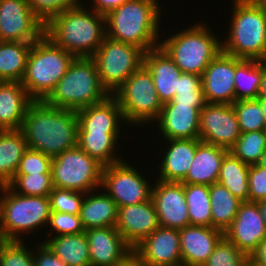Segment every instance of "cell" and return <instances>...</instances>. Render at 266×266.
Wrapping results in <instances>:
<instances>
[{"mask_svg": "<svg viewBox=\"0 0 266 266\" xmlns=\"http://www.w3.org/2000/svg\"><path fill=\"white\" fill-rule=\"evenodd\" d=\"M20 130L28 148L54 158L77 146L78 117L75 110L32 101Z\"/></svg>", "mask_w": 266, "mask_h": 266, "instance_id": "obj_1", "label": "cell"}, {"mask_svg": "<svg viewBox=\"0 0 266 266\" xmlns=\"http://www.w3.org/2000/svg\"><path fill=\"white\" fill-rule=\"evenodd\" d=\"M88 7L82 3L67 9L44 28L48 38L75 58L92 57L107 36L106 17Z\"/></svg>", "mask_w": 266, "mask_h": 266, "instance_id": "obj_2", "label": "cell"}, {"mask_svg": "<svg viewBox=\"0 0 266 266\" xmlns=\"http://www.w3.org/2000/svg\"><path fill=\"white\" fill-rule=\"evenodd\" d=\"M159 0H128L106 15L107 37L147 52L159 46L162 8ZM162 10V11H161ZM159 40V41H158Z\"/></svg>", "mask_w": 266, "mask_h": 266, "instance_id": "obj_3", "label": "cell"}, {"mask_svg": "<svg viewBox=\"0 0 266 266\" xmlns=\"http://www.w3.org/2000/svg\"><path fill=\"white\" fill-rule=\"evenodd\" d=\"M232 14L222 51L245 60H261L266 51V12L257 0H231Z\"/></svg>", "mask_w": 266, "mask_h": 266, "instance_id": "obj_4", "label": "cell"}, {"mask_svg": "<svg viewBox=\"0 0 266 266\" xmlns=\"http://www.w3.org/2000/svg\"><path fill=\"white\" fill-rule=\"evenodd\" d=\"M221 41L209 24L199 21L170 37L166 36L165 40L160 39L159 46L182 73L202 76L205 68L222 51Z\"/></svg>", "mask_w": 266, "mask_h": 266, "instance_id": "obj_5", "label": "cell"}, {"mask_svg": "<svg viewBox=\"0 0 266 266\" xmlns=\"http://www.w3.org/2000/svg\"><path fill=\"white\" fill-rule=\"evenodd\" d=\"M74 56L43 34L32 43L21 84L33 101H44L65 75Z\"/></svg>", "mask_w": 266, "mask_h": 266, "instance_id": "obj_6", "label": "cell"}, {"mask_svg": "<svg viewBox=\"0 0 266 266\" xmlns=\"http://www.w3.org/2000/svg\"><path fill=\"white\" fill-rule=\"evenodd\" d=\"M109 95L100 81L94 60L78 57L44 101L54 107L77 111L99 103Z\"/></svg>", "mask_w": 266, "mask_h": 266, "instance_id": "obj_7", "label": "cell"}, {"mask_svg": "<svg viewBox=\"0 0 266 266\" xmlns=\"http://www.w3.org/2000/svg\"><path fill=\"white\" fill-rule=\"evenodd\" d=\"M0 193L1 240L22 241L24 233L47 227L52 212L48 196L19 195L8 185L0 186Z\"/></svg>", "mask_w": 266, "mask_h": 266, "instance_id": "obj_8", "label": "cell"}, {"mask_svg": "<svg viewBox=\"0 0 266 266\" xmlns=\"http://www.w3.org/2000/svg\"><path fill=\"white\" fill-rule=\"evenodd\" d=\"M113 95L117 98L128 126L144 127L148 123L154 125L159 118L163 104L159 100L153 77L144 65L135 71Z\"/></svg>", "mask_w": 266, "mask_h": 266, "instance_id": "obj_9", "label": "cell"}, {"mask_svg": "<svg viewBox=\"0 0 266 266\" xmlns=\"http://www.w3.org/2000/svg\"><path fill=\"white\" fill-rule=\"evenodd\" d=\"M103 165L78 146L53 158L51 176L53 187L91 192L101 187Z\"/></svg>", "mask_w": 266, "mask_h": 266, "instance_id": "obj_10", "label": "cell"}, {"mask_svg": "<svg viewBox=\"0 0 266 266\" xmlns=\"http://www.w3.org/2000/svg\"><path fill=\"white\" fill-rule=\"evenodd\" d=\"M144 53L137 46L106 36L91 58L96 63L102 85L110 94L143 65Z\"/></svg>", "mask_w": 266, "mask_h": 266, "instance_id": "obj_11", "label": "cell"}, {"mask_svg": "<svg viewBox=\"0 0 266 266\" xmlns=\"http://www.w3.org/2000/svg\"><path fill=\"white\" fill-rule=\"evenodd\" d=\"M130 164L125 159L103 167L101 187L118 207L138 204L151 198V180Z\"/></svg>", "mask_w": 266, "mask_h": 266, "instance_id": "obj_12", "label": "cell"}, {"mask_svg": "<svg viewBox=\"0 0 266 266\" xmlns=\"http://www.w3.org/2000/svg\"><path fill=\"white\" fill-rule=\"evenodd\" d=\"M241 132L232 104L205 103L200 111L199 139L229 150Z\"/></svg>", "mask_w": 266, "mask_h": 266, "instance_id": "obj_13", "label": "cell"}, {"mask_svg": "<svg viewBox=\"0 0 266 266\" xmlns=\"http://www.w3.org/2000/svg\"><path fill=\"white\" fill-rule=\"evenodd\" d=\"M44 28L28 0H0V41L33 43L44 34Z\"/></svg>", "mask_w": 266, "mask_h": 266, "instance_id": "obj_14", "label": "cell"}, {"mask_svg": "<svg viewBox=\"0 0 266 266\" xmlns=\"http://www.w3.org/2000/svg\"><path fill=\"white\" fill-rule=\"evenodd\" d=\"M154 180L155 184H152L151 198L157 211L159 225L177 230L189 226L190 220L184 184L159 179Z\"/></svg>", "mask_w": 266, "mask_h": 266, "instance_id": "obj_15", "label": "cell"}, {"mask_svg": "<svg viewBox=\"0 0 266 266\" xmlns=\"http://www.w3.org/2000/svg\"><path fill=\"white\" fill-rule=\"evenodd\" d=\"M201 78L206 103L235 102V56L221 51L205 68Z\"/></svg>", "mask_w": 266, "mask_h": 266, "instance_id": "obj_16", "label": "cell"}, {"mask_svg": "<svg viewBox=\"0 0 266 266\" xmlns=\"http://www.w3.org/2000/svg\"><path fill=\"white\" fill-rule=\"evenodd\" d=\"M224 236L248 257L266 238V223L258 209V202H241L232 224Z\"/></svg>", "mask_w": 266, "mask_h": 266, "instance_id": "obj_17", "label": "cell"}, {"mask_svg": "<svg viewBox=\"0 0 266 266\" xmlns=\"http://www.w3.org/2000/svg\"><path fill=\"white\" fill-rule=\"evenodd\" d=\"M159 226L158 215L152 198L138 204L118 207V219L115 228L132 249Z\"/></svg>", "mask_w": 266, "mask_h": 266, "instance_id": "obj_18", "label": "cell"}, {"mask_svg": "<svg viewBox=\"0 0 266 266\" xmlns=\"http://www.w3.org/2000/svg\"><path fill=\"white\" fill-rule=\"evenodd\" d=\"M133 250L148 266H182L177 229L159 226Z\"/></svg>", "mask_w": 266, "mask_h": 266, "instance_id": "obj_19", "label": "cell"}, {"mask_svg": "<svg viewBox=\"0 0 266 266\" xmlns=\"http://www.w3.org/2000/svg\"><path fill=\"white\" fill-rule=\"evenodd\" d=\"M201 110L192 105L164 104L154 127L163 140L199 138Z\"/></svg>", "mask_w": 266, "mask_h": 266, "instance_id": "obj_20", "label": "cell"}, {"mask_svg": "<svg viewBox=\"0 0 266 266\" xmlns=\"http://www.w3.org/2000/svg\"><path fill=\"white\" fill-rule=\"evenodd\" d=\"M182 266H203L224 232L214 227L185 226L178 230Z\"/></svg>", "mask_w": 266, "mask_h": 266, "instance_id": "obj_21", "label": "cell"}, {"mask_svg": "<svg viewBox=\"0 0 266 266\" xmlns=\"http://www.w3.org/2000/svg\"><path fill=\"white\" fill-rule=\"evenodd\" d=\"M89 245L90 266H115L133 249L115 227L85 230Z\"/></svg>", "mask_w": 266, "mask_h": 266, "instance_id": "obj_22", "label": "cell"}, {"mask_svg": "<svg viewBox=\"0 0 266 266\" xmlns=\"http://www.w3.org/2000/svg\"><path fill=\"white\" fill-rule=\"evenodd\" d=\"M76 114L78 132L122 133L124 129L120 128H123V123L126 125L122 109L113 94L99 103L77 110Z\"/></svg>", "mask_w": 266, "mask_h": 266, "instance_id": "obj_23", "label": "cell"}, {"mask_svg": "<svg viewBox=\"0 0 266 266\" xmlns=\"http://www.w3.org/2000/svg\"><path fill=\"white\" fill-rule=\"evenodd\" d=\"M165 150L158 160V177L156 179L166 182H181L192 163L197 146L202 142L196 139H170L164 140ZM167 148V149H166ZM161 162V163H160Z\"/></svg>", "mask_w": 266, "mask_h": 266, "instance_id": "obj_24", "label": "cell"}, {"mask_svg": "<svg viewBox=\"0 0 266 266\" xmlns=\"http://www.w3.org/2000/svg\"><path fill=\"white\" fill-rule=\"evenodd\" d=\"M143 65L153 77L161 103L171 102L182 71L160 46L144 53Z\"/></svg>", "mask_w": 266, "mask_h": 266, "instance_id": "obj_25", "label": "cell"}, {"mask_svg": "<svg viewBox=\"0 0 266 266\" xmlns=\"http://www.w3.org/2000/svg\"><path fill=\"white\" fill-rule=\"evenodd\" d=\"M229 150L201 142L182 184L212 185L219 178L221 163Z\"/></svg>", "mask_w": 266, "mask_h": 266, "instance_id": "obj_26", "label": "cell"}, {"mask_svg": "<svg viewBox=\"0 0 266 266\" xmlns=\"http://www.w3.org/2000/svg\"><path fill=\"white\" fill-rule=\"evenodd\" d=\"M32 101L21 82L0 81V130L21 129Z\"/></svg>", "mask_w": 266, "mask_h": 266, "instance_id": "obj_27", "label": "cell"}, {"mask_svg": "<svg viewBox=\"0 0 266 266\" xmlns=\"http://www.w3.org/2000/svg\"><path fill=\"white\" fill-rule=\"evenodd\" d=\"M79 215L85 230L115 227L118 219V206L104 189L99 187V189L85 193Z\"/></svg>", "mask_w": 266, "mask_h": 266, "instance_id": "obj_28", "label": "cell"}, {"mask_svg": "<svg viewBox=\"0 0 266 266\" xmlns=\"http://www.w3.org/2000/svg\"><path fill=\"white\" fill-rule=\"evenodd\" d=\"M27 149L26 139L20 129L0 130V186L8 185L13 180Z\"/></svg>", "mask_w": 266, "mask_h": 266, "instance_id": "obj_29", "label": "cell"}, {"mask_svg": "<svg viewBox=\"0 0 266 266\" xmlns=\"http://www.w3.org/2000/svg\"><path fill=\"white\" fill-rule=\"evenodd\" d=\"M121 133L78 132L77 146L101 165L108 166L124 160L116 153ZM118 141V142H117Z\"/></svg>", "mask_w": 266, "mask_h": 266, "instance_id": "obj_30", "label": "cell"}, {"mask_svg": "<svg viewBox=\"0 0 266 266\" xmlns=\"http://www.w3.org/2000/svg\"><path fill=\"white\" fill-rule=\"evenodd\" d=\"M43 242L67 266H90L89 245L85 234L45 237Z\"/></svg>", "mask_w": 266, "mask_h": 266, "instance_id": "obj_31", "label": "cell"}, {"mask_svg": "<svg viewBox=\"0 0 266 266\" xmlns=\"http://www.w3.org/2000/svg\"><path fill=\"white\" fill-rule=\"evenodd\" d=\"M31 42L0 41V81L21 82Z\"/></svg>", "mask_w": 266, "mask_h": 266, "instance_id": "obj_32", "label": "cell"}, {"mask_svg": "<svg viewBox=\"0 0 266 266\" xmlns=\"http://www.w3.org/2000/svg\"><path fill=\"white\" fill-rule=\"evenodd\" d=\"M212 227L223 232L236 217L241 200L219 182L209 186Z\"/></svg>", "mask_w": 266, "mask_h": 266, "instance_id": "obj_33", "label": "cell"}, {"mask_svg": "<svg viewBox=\"0 0 266 266\" xmlns=\"http://www.w3.org/2000/svg\"><path fill=\"white\" fill-rule=\"evenodd\" d=\"M263 75L260 60H245L235 57V101L256 99Z\"/></svg>", "mask_w": 266, "mask_h": 266, "instance_id": "obj_34", "label": "cell"}, {"mask_svg": "<svg viewBox=\"0 0 266 266\" xmlns=\"http://www.w3.org/2000/svg\"><path fill=\"white\" fill-rule=\"evenodd\" d=\"M250 165L228 152L222 160L218 181L242 202L248 201Z\"/></svg>", "mask_w": 266, "mask_h": 266, "instance_id": "obj_35", "label": "cell"}, {"mask_svg": "<svg viewBox=\"0 0 266 266\" xmlns=\"http://www.w3.org/2000/svg\"><path fill=\"white\" fill-rule=\"evenodd\" d=\"M190 225L212 227L209 185L184 184Z\"/></svg>", "mask_w": 266, "mask_h": 266, "instance_id": "obj_36", "label": "cell"}, {"mask_svg": "<svg viewBox=\"0 0 266 266\" xmlns=\"http://www.w3.org/2000/svg\"><path fill=\"white\" fill-rule=\"evenodd\" d=\"M266 150V130L241 133L229 152L248 165L258 164Z\"/></svg>", "mask_w": 266, "mask_h": 266, "instance_id": "obj_37", "label": "cell"}, {"mask_svg": "<svg viewBox=\"0 0 266 266\" xmlns=\"http://www.w3.org/2000/svg\"><path fill=\"white\" fill-rule=\"evenodd\" d=\"M205 103L201 76L181 73L175 96L171 102L166 104L192 105L195 108H203Z\"/></svg>", "mask_w": 266, "mask_h": 266, "instance_id": "obj_38", "label": "cell"}, {"mask_svg": "<svg viewBox=\"0 0 266 266\" xmlns=\"http://www.w3.org/2000/svg\"><path fill=\"white\" fill-rule=\"evenodd\" d=\"M8 186L25 196H49L53 189L51 173L15 174Z\"/></svg>", "mask_w": 266, "mask_h": 266, "instance_id": "obj_39", "label": "cell"}, {"mask_svg": "<svg viewBox=\"0 0 266 266\" xmlns=\"http://www.w3.org/2000/svg\"><path fill=\"white\" fill-rule=\"evenodd\" d=\"M241 133L266 130V121L257 99L239 100L232 104Z\"/></svg>", "mask_w": 266, "mask_h": 266, "instance_id": "obj_40", "label": "cell"}, {"mask_svg": "<svg viewBox=\"0 0 266 266\" xmlns=\"http://www.w3.org/2000/svg\"><path fill=\"white\" fill-rule=\"evenodd\" d=\"M248 261V256L223 236L203 266H246Z\"/></svg>", "mask_w": 266, "mask_h": 266, "instance_id": "obj_41", "label": "cell"}, {"mask_svg": "<svg viewBox=\"0 0 266 266\" xmlns=\"http://www.w3.org/2000/svg\"><path fill=\"white\" fill-rule=\"evenodd\" d=\"M24 240L0 239V266H35L33 251Z\"/></svg>", "mask_w": 266, "mask_h": 266, "instance_id": "obj_42", "label": "cell"}, {"mask_svg": "<svg viewBox=\"0 0 266 266\" xmlns=\"http://www.w3.org/2000/svg\"><path fill=\"white\" fill-rule=\"evenodd\" d=\"M29 8L44 27L57 15L67 9L77 7L81 0H28Z\"/></svg>", "mask_w": 266, "mask_h": 266, "instance_id": "obj_43", "label": "cell"}, {"mask_svg": "<svg viewBox=\"0 0 266 266\" xmlns=\"http://www.w3.org/2000/svg\"><path fill=\"white\" fill-rule=\"evenodd\" d=\"M85 193L53 187L49 194L51 210L60 213L80 214Z\"/></svg>", "mask_w": 266, "mask_h": 266, "instance_id": "obj_44", "label": "cell"}, {"mask_svg": "<svg viewBox=\"0 0 266 266\" xmlns=\"http://www.w3.org/2000/svg\"><path fill=\"white\" fill-rule=\"evenodd\" d=\"M49 227L51 228L48 233L50 237L85 232L79 214L74 215L52 211L46 228Z\"/></svg>", "mask_w": 266, "mask_h": 266, "instance_id": "obj_45", "label": "cell"}, {"mask_svg": "<svg viewBox=\"0 0 266 266\" xmlns=\"http://www.w3.org/2000/svg\"><path fill=\"white\" fill-rule=\"evenodd\" d=\"M53 158L28 148L22 156L15 174L51 173Z\"/></svg>", "mask_w": 266, "mask_h": 266, "instance_id": "obj_46", "label": "cell"}, {"mask_svg": "<svg viewBox=\"0 0 266 266\" xmlns=\"http://www.w3.org/2000/svg\"><path fill=\"white\" fill-rule=\"evenodd\" d=\"M248 201L259 202L266 199V168L258 164L250 165L248 174Z\"/></svg>", "mask_w": 266, "mask_h": 266, "instance_id": "obj_47", "label": "cell"}, {"mask_svg": "<svg viewBox=\"0 0 266 266\" xmlns=\"http://www.w3.org/2000/svg\"><path fill=\"white\" fill-rule=\"evenodd\" d=\"M33 258L35 266H67L63 263L44 243L41 242L35 246Z\"/></svg>", "mask_w": 266, "mask_h": 266, "instance_id": "obj_48", "label": "cell"}, {"mask_svg": "<svg viewBox=\"0 0 266 266\" xmlns=\"http://www.w3.org/2000/svg\"><path fill=\"white\" fill-rule=\"evenodd\" d=\"M92 5L91 9L100 15L106 16L115 8L121 6L128 0H90Z\"/></svg>", "mask_w": 266, "mask_h": 266, "instance_id": "obj_49", "label": "cell"}, {"mask_svg": "<svg viewBox=\"0 0 266 266\" xmlns=\"http://www.w3.org/2000/svg\"><path fill=\"white\" fill-rule=\"evenodd\" d=\"M248 259L250 263L256 266H266V238L258 244Z\"/></svg>", "mask_w": 266, "mask_h": 266, "instance_id": "obj_50", "label": "cell"}, {"mask_svg": "<svg viewBox=\"0 0 266 266\" xmlns=\"http://www.w3.org/2000/svg\"><path fill=\"white\" fill-rule=\"evenodd\" d=\"M115 266H148L142 258L134 251H130Z\"/></svg>", "mask_w": 266, "mask_h": 266, "instance_id": "obj_51", "label": "cell"}, {"mask_svg": "<svg viewBox=\"0 0 266 266\" xmlns=\"http://www.w3.org/2000/svg\"><path fill=\"white\" fill-rule=\"evenodd\" d=\"M258 97H266V68L263 66V75Z\"/></svg>", "mask_w": 266, "mask_h": 266, "instance_id": "obj_52", "label": "cell"}, {"mask_svg": "<svg viewBox=\"0 0 266 266\" xmlns=\"http://www.w3.org/2000/svg\"><path fill=\"white\" fill-rule=\"evenodd\" d=\"M258 209L266 223V199L258 202Z\"/></svg>", "mask_w": 266, "mask_h": 266, "instance_id": "obj_53", "label": "cell"}, {"mask_svg": "<svg viewBox=\"0 0 266 266\" xmlns=\"http://www.w3.org/2000/svg\"><path fill=\"white\" fill-rule=\"evenodd\" d=\"M259 101V104L261 106L262 114L264 115L265 121H266V97H257L256 98Z\"/></svg>", "mask_w": 266, "mask_h": 266, "instance_id": "obj_54", "label": "cell"}, {"mask_svg": "<svg viewBox=\"0 0 266 266\" xmlns=\"http://www.w3.org/2000/svg\"><path fill=\"white\" fill-rule=\"evenodd\" d=\"M258 165L266 168V150L264 151V154L261 156V159H260Z\"/></svg>", "mask_w": 266, "mask_h": 266, "instance_id": "obj_55", "label": "cell"}, {"mask_svg": "<svg viewBox=\"0 0 266 266\" xmlns=\"http://www.w3.org/2000/svg\"><path fill=\"white\" fill-rule=\"evenodd\" d=\"M260 61L263 64V66L266 68V51H265V54Z\"/></svg>", "mask_w": 266, "mask_h": 266, "instance_id": "obj_56", "label": "cell"}, {"mask_svg": "<svg viewBox=\"0 0 266 266\" xmlns=\"http://www.w3.org/2000/svg\"><path fill=\"white\" fill-rule=\"evenodd\" d=\"M264 8L265 12H266V0H257Z\"/></svg>", "mask_w": 266, "mask_h": 266, "instance_id": "obj_57", "label": "cell"}, {"mask_svg": "<svg viewBox=\"0 0 266 266\" xmlns=\"http://www.w3.org/2000/svg\"><path fill=\"white\" fill-rule=\"evenodd\" d=\"M247 265H248V266H256V265L250 263L249 261H248Z\"/></svg>", "mask_w": 266, "mask_h": 266, "instance_id": "obj_58", "label": "cell"}]
</instances>
